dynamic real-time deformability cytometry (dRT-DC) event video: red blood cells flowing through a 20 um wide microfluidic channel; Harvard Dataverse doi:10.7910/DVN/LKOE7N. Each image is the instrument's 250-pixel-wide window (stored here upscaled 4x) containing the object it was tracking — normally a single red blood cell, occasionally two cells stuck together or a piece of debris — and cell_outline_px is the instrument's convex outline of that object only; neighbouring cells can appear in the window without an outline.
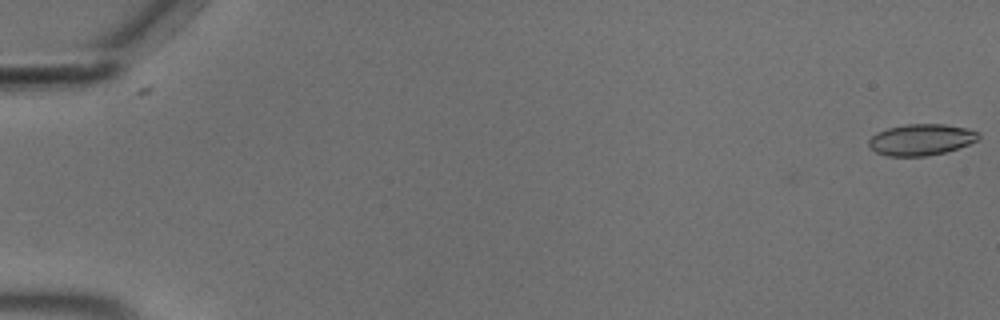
{"species": "common noctule bat (a hibernating species)", "species_latin": "Nyctalus noctula", "temperature_condition": "cold", "stored_images_in_passage": 51, "camera_frame_rate_fps": 3000, "um_per_image_px": 0.085, "animal": {"sex": "male", "body_mass_g": 18.8}, "frame": {"image": 1, "passage_image": 1, "time_ms": 0.0, "image_size_px": [1000, 320], "cell_outline_px": [[980, 136], [976, 140], [968, 144], [944, 152], [928, 156], [888, 156], [876, 152], [868, 144], [868, 140], [872, 136], [888, 128], [904, 124], [944, 124], [964, 128], [980, 132]], "centroid_in_image_um": [78.29, 11.87], "position_along_channel_um": 6.7, "area_um2": 19.77}}
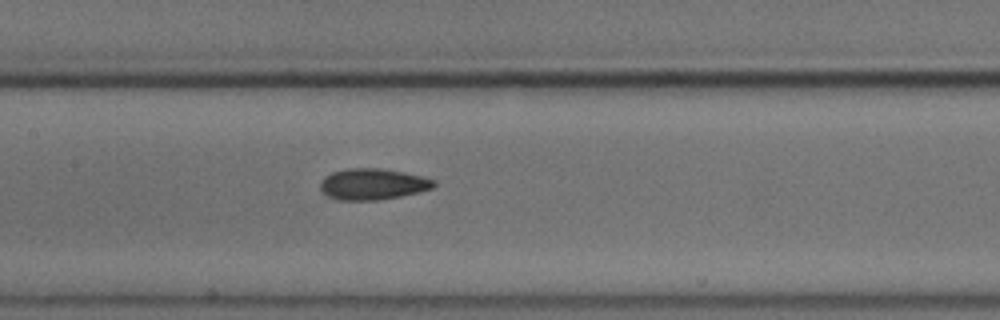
{"frame": {"image": 2, "passage_image": 28, "time_ms": 9.0, "image_size_px": [1000, 320], "cell_outline_px": [[436, 184], [432, 188], [420, 192], [380, 200], [336, 200], [324, 196], [320, 192], [320, 180], [324, 176], [332, 172], [348, 168], [380, 168], [404, 172], [436, 180]], "centroid_in_image_um": [31.62, 15.66], "position_along_channel_um": 175.8, "area_um2": 20.98}}
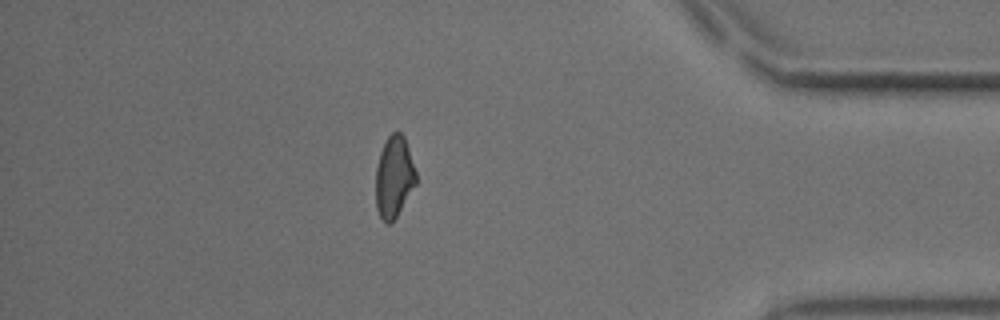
{"frame": {"image": 3, "passage_image": 49, "time_ms": 16.0, "image_size_px": [1000, 320], "cell_outline_px": [[416, 184], [396, 216], [388, 224], [380, 216], [376, 208], [376, 168], [380, 152], [388, 136], [392, 132], [400, 132], [404, 136], [416, 172]], "centroid_in_image_um": [33.49, 15.01], "position_along_channel_um": 401.7, "area_um2": 18.79}}